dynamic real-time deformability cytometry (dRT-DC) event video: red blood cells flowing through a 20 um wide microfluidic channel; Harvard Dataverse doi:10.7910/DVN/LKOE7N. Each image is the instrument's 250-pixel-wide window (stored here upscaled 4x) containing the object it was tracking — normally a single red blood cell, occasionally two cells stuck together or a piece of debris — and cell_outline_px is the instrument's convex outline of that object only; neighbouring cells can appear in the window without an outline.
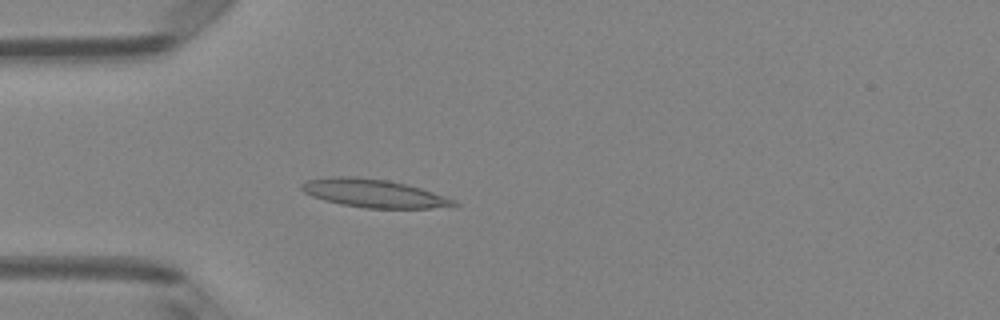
{"species": "Egyptian fruit bat (a non-hibernating species)", "species_latin": "Rousettus aegyptiacus", "temperature_condition": "room temperature", "stored_images_in_passage": 42, "camera_frame_rate_fps": 3000, "um_per_image_px": 0.085, "animal": {"sex": "female"}, "frame": {"image": 1, "passage_image": 7, "time_ms": 2.0, "image_size_px": [1000, 320], "cell_outline_px": [[460, 204], [432, 208], [364, 208], [340, 204], [324, 200], [312, 196], [304, 192], [300, 188], [300, 184], [308, 180], [336, 176], [348, 176], [388, 180], [408, 184], [456, 200]], "centroid_in_image_um": [31.75, 16.43], "position_along_channel_um": 53.3, "area_um2": 24.85}}
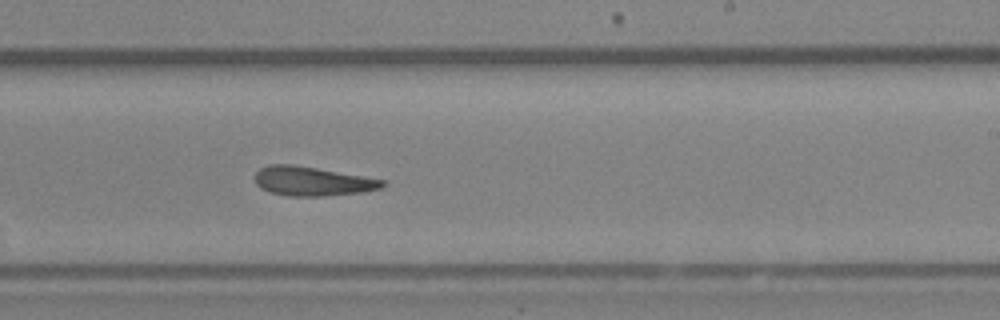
{"frame": {"image": 2, "passage_image": 23, "time_ms": 7.333, "image_size_px": [1000, 320], "cell_outline_px": [[388, 184], [380, 188], [364, 192], [324, 196], [288, 196], [272, 192], [260, 188], [256, 184], [256, 172], [260, 168], [272, 164], [292, 164], [316, 168], [384, 180]], "centroid_in_image_um": [26.55, 15.41], "position_along_channel_um": 262.5, "area_um2": 21.5}}
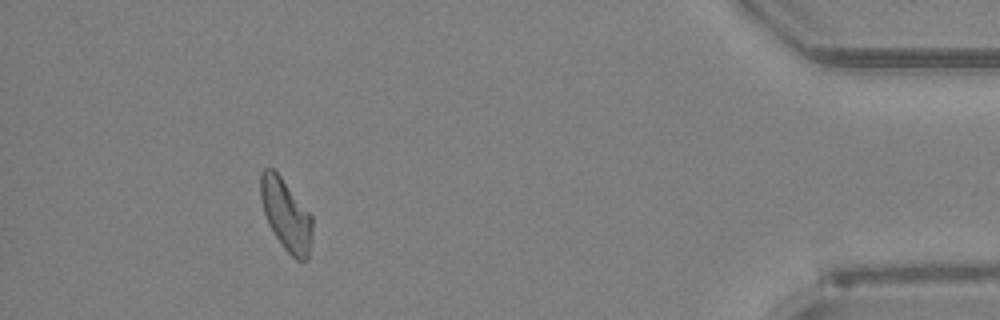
{"frame": {"image": 3, "passage_image": 38, "time_ms": 12.333, "image_size_px": [1000, 320], "cell_outline_px": [[312, 232], [308, 256], [304, 260], [296, 260], [284, 248], [268, 224], [260, 200], [260, 172], [264, 168], [272, 168], [280, 176], [312, 216]], "centroid_in_image_um": [24.29, 18.24], "position_along_channel_um": 410.9, "area_um2": 21.21}, "authors_computed_cell_mechanics": {"area_um2": 22.1374, "velocity_mm_per_s": 4.0949, "shape_relaxation_time_tau1_ms": 6.0997, "shape_relaxation_time_tau2_ms": 4.9599, "deformation_change_tau1": 0.1862, "deformation_change_tau2": 0.1551}}